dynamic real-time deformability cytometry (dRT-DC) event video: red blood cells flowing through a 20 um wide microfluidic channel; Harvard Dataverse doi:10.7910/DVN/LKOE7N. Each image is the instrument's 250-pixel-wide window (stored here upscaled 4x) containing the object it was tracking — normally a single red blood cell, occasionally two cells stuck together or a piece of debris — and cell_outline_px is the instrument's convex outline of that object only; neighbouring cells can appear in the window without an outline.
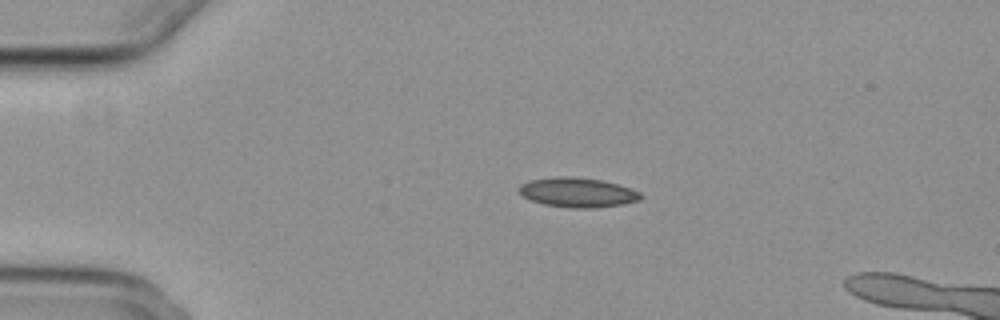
{"species": "common noctule bat (a hibernating species)", "species_latin": "Nyctalus noctula", "temperature_condition": "cold", "stored_images_in_passage": 17, "camera_frame_rate_fps": 3000, "um_per_image_px": 0.085, "animal": {"sex": "female", "body_mass_g": 29.2, "forearm_length_mm": 56.3}, "frame": {"image": 1, "passage_image": 12, "time_ms": 3.667, "image_size_px": [1000, 320], "cell_outline_px": [[644, 196], [640, 200], [620, 204], [596, 208], [568, 208], [544, 204], [532, 200], [524, 196], [520, 192], [520, 184], [528, 180], [556, 176], [568, 176], [600, 180], [616, 184], [640, 192]], "centroid_in_image_um": [49.08, 16.36], "position_along_channel_um": 35.9, "area_um2": 20.81}}